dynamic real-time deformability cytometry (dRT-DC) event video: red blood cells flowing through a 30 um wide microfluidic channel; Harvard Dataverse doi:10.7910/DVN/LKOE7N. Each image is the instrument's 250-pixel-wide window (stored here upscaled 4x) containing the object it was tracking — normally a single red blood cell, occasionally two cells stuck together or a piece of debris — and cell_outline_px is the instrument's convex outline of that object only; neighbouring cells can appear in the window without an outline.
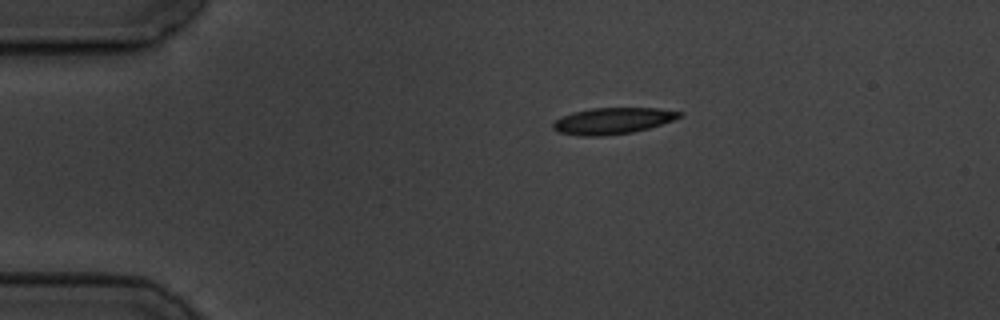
{"species": "common noctule bat (a hibernating species)", "species_latin": "Nyctalus noctula", "temperature_condition": "cold", "stored_images_in_passage": 5, "camera_frame_rate_fps": 3000, "um_per_image_px": 0.085, "animal": {"sex": "male", "body_mass_g": 19.5, "forearm_length_mm": 54.6}, "frame": {"image": 1, "passage_image": 1, "time_ms": 0.0, "image_size_px": [1000, 320], "cell_outline_px": [[684, 116], [648, 128], [632, 132], [600, 136], [580, 136], [560, 132], [552, 128], [552, 124], [556, 120], [572, 112], [592, 108], [660, 108], [684, 112]], "centroid_in_image_um": [52.1, 10.26], "position_along_channel_um": 32.9, "area_um2": 19.31}}
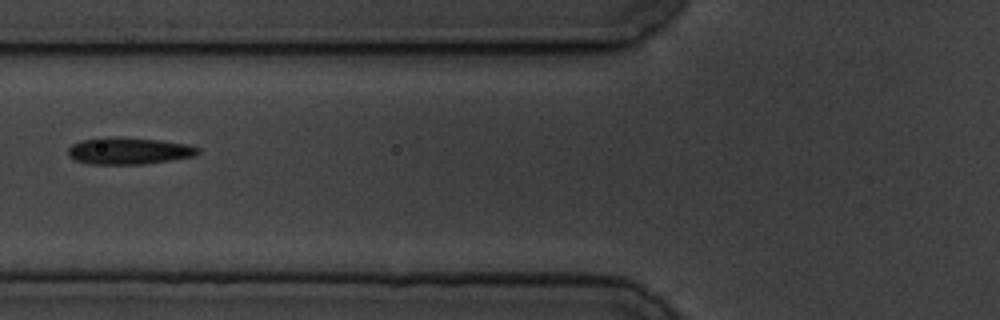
{"frame": {"image": 2, "passage_image": 4, "time_ms": 3.667, "image_size_px": [1000, 320], "cell_outline_px": [[200, 152], [196, 156], [144, 164], [88, 164], [76, 160], [68, 156], [68, 148], [72, 144], [80, 140], [104, 136], [120, 136], [164, 140], [188, 144], [200, 148]], "centroid_in_image_um": [10.95, 12.8], "position_along_channel_um": 114.8, "area_um2": 20.87}}
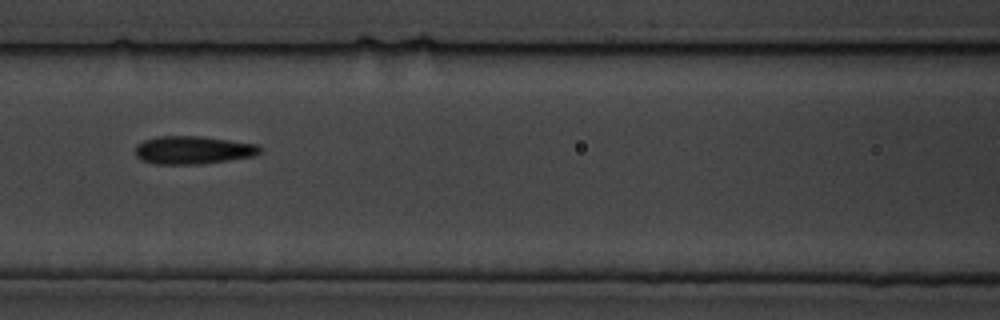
{"frame": {"image": 3, "passage_image": 5, "time_ms": 4.667, "image_size_px": [1000, 320], "cell_outline_px": [[260, 152], [252, 156], [228, 160], [200, 164], [156, 164], [140, 160], [136, 156], [136, 144], [144, 140], [156, 136], [200, 136], [256, 144], [260, 148]], "centroid_in_image_um": [16.34, 12.75], "position_along_channel_um": 150.3, "area_um2": 20.23}}